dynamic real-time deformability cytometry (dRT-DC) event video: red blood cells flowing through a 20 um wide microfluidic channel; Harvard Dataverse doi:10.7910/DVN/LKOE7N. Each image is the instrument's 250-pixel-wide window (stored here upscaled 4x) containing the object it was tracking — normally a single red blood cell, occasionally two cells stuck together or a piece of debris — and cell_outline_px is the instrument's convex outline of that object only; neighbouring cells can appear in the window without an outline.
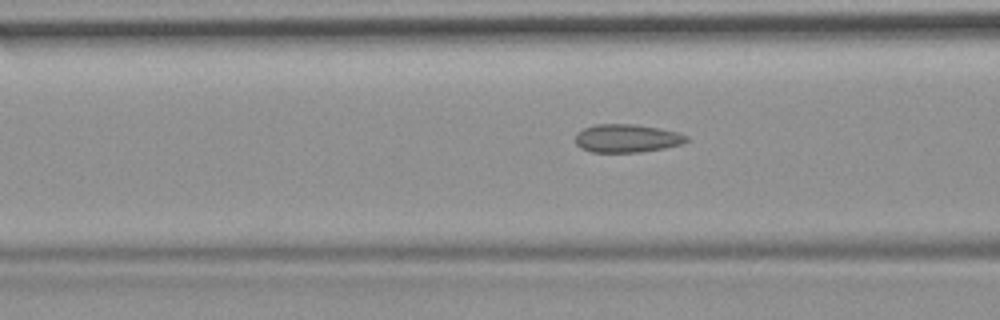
{"species": "common noctule bat (a hibernating species)", "species_latin": "Nyctalus noctula", "temperature_condition": "room temperature", "stored_images_in_passage": 32, "camera_frame_rate_fps": 3000, "um_per_image_px": 0.085, "animal": {"sex": "female", "body_mass_g": 19.9}, "frame": {"image": 1, "passage_image": 10, "time_ms": 3.0, "image_size_px": [1000, 320], "cell_outline_px": [[688, 140], [680, 144], [664, 148], [640, 152], [592, 152], [580, 148], [576, 144], [576, 132], [584, 128], [596, 124], [636, 124], [676, 132], [688, 136]], "centroid_in_image_um": [53.24, 11.76], "position_along_channel_um": 113.4, "area_um2": 18.15}}
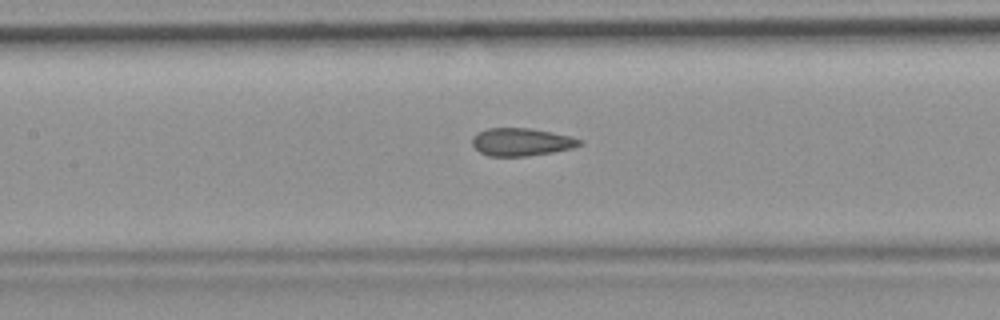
{"frame": {"image": 2, "passage_image": 14, "time_ms": 4.333, "image_size_px": [1000, 320], "cell_outline_px": [[584, 144], [572, 148], [552, 152], [528, 156], [488, 156], [480, 152], [472, 144], [472, 136], [488, 128], [532, 128], [572, 136], [584, 140]], "centroid_in_image_um": [44.37, 12.06], "position_along_channel_um": 163.0, "area_um2": 17.51}}